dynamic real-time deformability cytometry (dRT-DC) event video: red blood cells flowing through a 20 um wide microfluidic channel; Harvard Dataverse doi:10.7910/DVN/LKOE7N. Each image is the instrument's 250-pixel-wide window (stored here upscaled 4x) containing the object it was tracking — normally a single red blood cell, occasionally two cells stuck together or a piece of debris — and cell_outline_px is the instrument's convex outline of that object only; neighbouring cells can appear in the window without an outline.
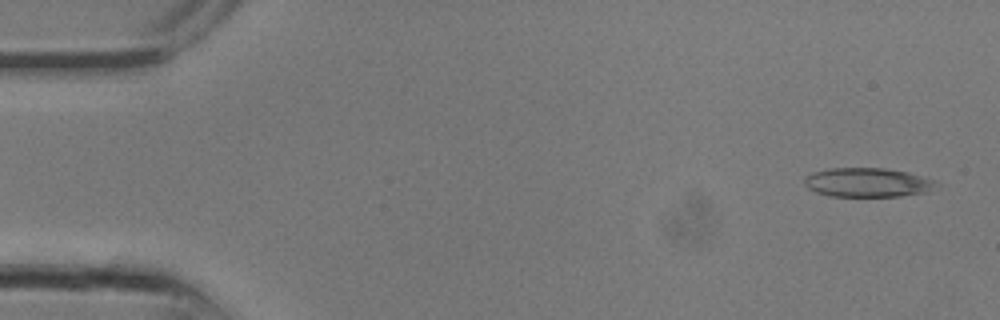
{"species": "common noctule bat (a hibernating species)", "species_latin": "Nyctalus noctula", "temperature_condition": "room temperature", "stored_images_in_passage": 3, "camera_frame_rate_fps": 3000, "um_per_image_px": 0.085, "animal": {"sex": "male", "body_mass_g": 13.3}, "frame": {"image": 1, "passage_image": 1, "time_ms": 0.0, "image_size_px": [1000, 320], "cell_outline_px": [[936, 180], [928, 192], [900, 196], [828, 196], [816, 192], [808, 188], [804, 184], [804, 176], [812, 172], [828, 168], [884, 168], [908, 172]], "centroid_in_image_um": [73.67, 15.5], "position_along_channel_um": 11.3, "area_um2": 22.37}}